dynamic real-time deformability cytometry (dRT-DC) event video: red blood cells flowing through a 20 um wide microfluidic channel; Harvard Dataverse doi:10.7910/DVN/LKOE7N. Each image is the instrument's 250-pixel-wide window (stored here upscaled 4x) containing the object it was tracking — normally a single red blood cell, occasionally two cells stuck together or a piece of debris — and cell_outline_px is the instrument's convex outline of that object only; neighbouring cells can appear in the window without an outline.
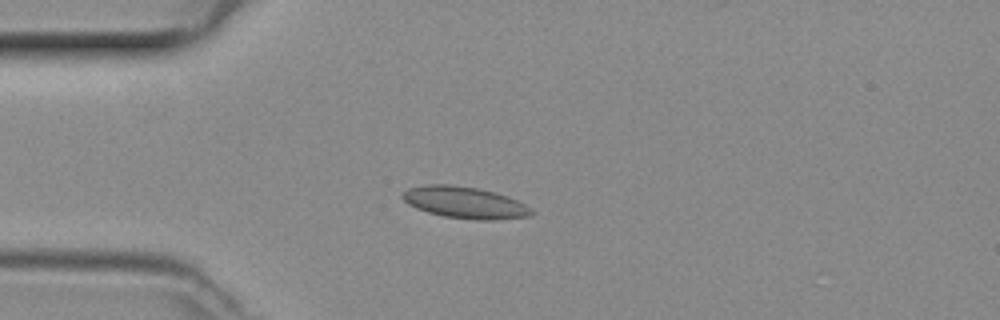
{"species": "common noctule bat (a hibernating species)", "species_latin": "Nyctalus noctula", "temperature_condition": "room temperature", "stored_images_in_passage": 35, "camera_frame_rate_fps": 3000, "um_per_image_px": 0.085, "animal": {"sex": "female", "body_mass_g": 29.2, "forearm_length_mm": 56.3}, "frame": {"image": 1, "passage_image": 2, "time_ms": 0.333, "image_size_px": [1000, 320], "cell_outline_px": [[536, 212], [528, 216], [496, 220], [476, 220], [444, 216], [428, 212], [416, 208], [408, 204], [400, 196], [408, 188], [428, 184], [448, 184], [476, 188], [508, 196], [532, 208]], "centroid_in_image_um": [39.51, 17.22], "position_along_channel_um": 45.5, "area_um2": 23.7}}
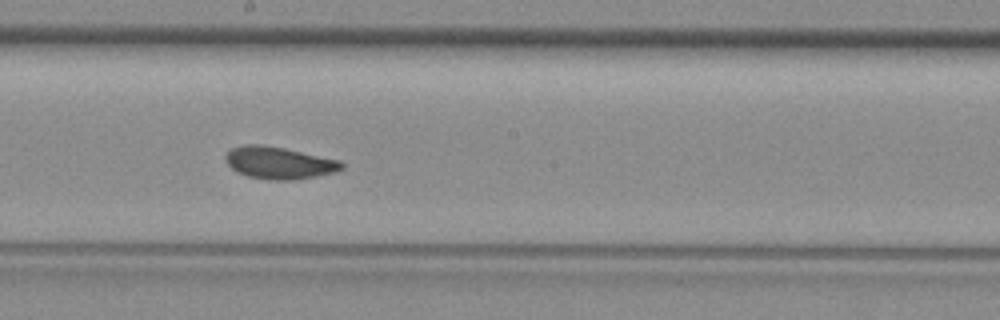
{"frame": {"image": 2, "passage_image": 16, "time_ms": 5.0, "image_size_px": [1000, 320], "cell_outline_px": [[344, 168], [336, 172], [316, 176], [292, 180], [272, 180], [248, 176], [236, 172], [224, 160], [224, 156], [232, 148], [244, 144], [260, 144], [284, 148], [340, 160], [344, 164]], "centroid_in_image_um": [23.72, 13.84], "position_along_channel_um": 224.5, "area_um2": 21.79}}
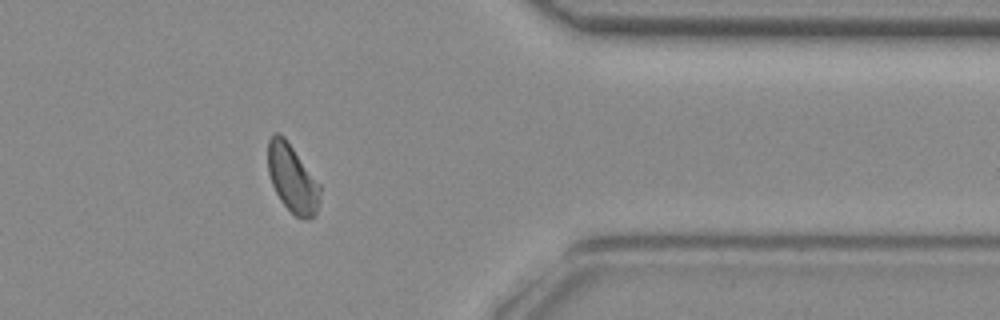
{"frame": {"image": 3, "passage_image": 29, "time_ms": 9.333, "image_size_px": [1000, 320], "cell_outline_px": [[320, 192], [316, 216], [308, 220], [296, 216], [280, 200], [272, 184], [268, 172], [268, 140], [272, 132], [276, 132], [284, 136], [320, 184]], "centroid_in_image_um": [24.84, 15.16], "position_along_channel_um": 386.6, "area_um2": 20.58}}